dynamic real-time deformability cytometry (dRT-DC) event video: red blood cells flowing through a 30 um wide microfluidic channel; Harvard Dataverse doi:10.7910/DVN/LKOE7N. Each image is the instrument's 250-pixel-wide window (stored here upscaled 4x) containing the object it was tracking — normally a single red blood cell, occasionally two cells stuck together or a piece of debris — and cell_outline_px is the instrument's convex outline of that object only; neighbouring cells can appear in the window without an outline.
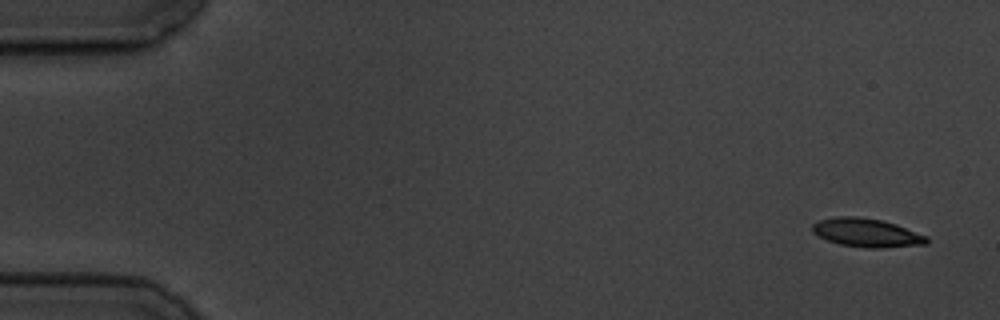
{"species": "common noctule bat (a hibernating species)", "species_latin": "Nyctalus noctula", "temperature_condition": "cold", "stored_images_in_passage": 5, "segment_of_instrument_passage": [2, 2], "camera_frame_rate_fps": 3000, "um_per_image_px": 0.085, "animal": {"sex": "male", "body_mass_g": 19.5, "forearm_length_mm": 54.6}, "frame": {"image": 1, "passage_image": 5, "time_ms": 4.667, "image_size_px": [1000, 320], "cell_outline_px": [[928, 244], [880, 248], [868, 248], [840, 244], [828, 240], [812, 232], [812, 224], [820, 220], [836, 216], [856, 216], [880, 220], [896, 224], [928, 236]], "centroid_in_image_um": [73.69, 19.78], "position_along_channel_um": 11.3, "area_um2": 18.96}}